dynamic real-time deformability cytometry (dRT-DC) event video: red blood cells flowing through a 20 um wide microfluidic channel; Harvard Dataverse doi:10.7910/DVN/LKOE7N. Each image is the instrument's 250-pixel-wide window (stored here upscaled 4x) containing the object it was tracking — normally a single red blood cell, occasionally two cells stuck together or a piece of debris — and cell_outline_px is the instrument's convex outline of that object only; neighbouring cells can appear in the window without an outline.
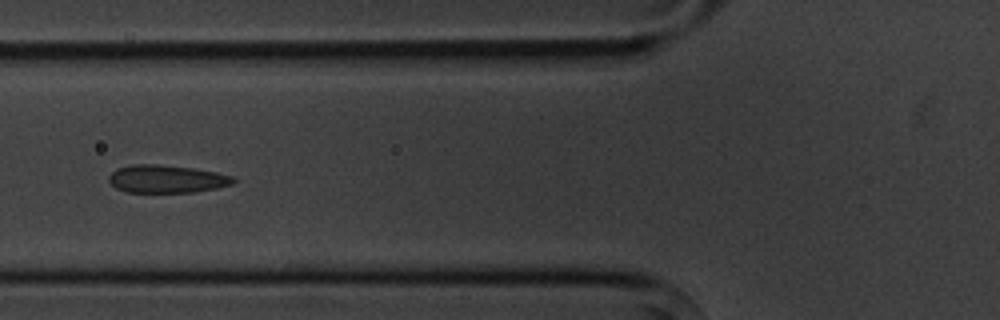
{"species": "common noctule bat (a hibernating species)", "species_latin": "Nyctalus noctula", "temperature_condition": "cold", "stored_images_in_passage": 7, "camera_frame_rate_fps": 3000, "um_per_image_px": 0.085, "animal": {"sex": "male", "body_mass_g": 20.1, "forearm_length_mm": 53.5}, "frame": {"image": 1, "passage_image": 5, "time_ms": 4.667, "image_size_px": [1000, 320], "cell_outline_px": [[236, 180], [232, 184], [216, 188], [192, 192], [124, 192], [116, 188], [108, 180], [108, 176], [116, 168], [132, 164], [156, 164], [192, 168], [216, 172], [232, 176]], "centroid_in_image_um": [14.12, 15.21], "position_along_channel_um": 111.7, "area_um2": 20.17}}
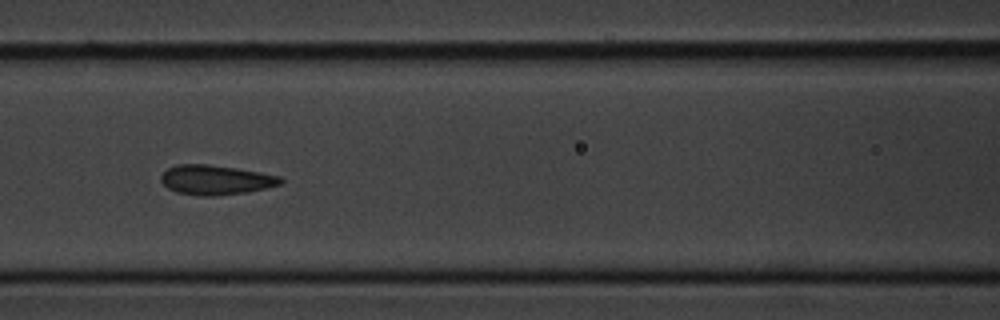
{"frame": {"image": 2, "passage_image": 6, "time_ms": 5.667, "image_size_px": [1000, 320], "cell_outline_px": [[284, 180], [280, 184], [248, 192], [216, 196], [200, 196], [176, 192], [168, 188], [160, 180], [160, 176], [168, 168], [176, 164], [208, 164], [236, 168], [260, 172], [280, 176]], "centroid_in_image_um": [18.32, 15.29], "position_along_channel_um": 148.3, "area_um2": 20.69}}
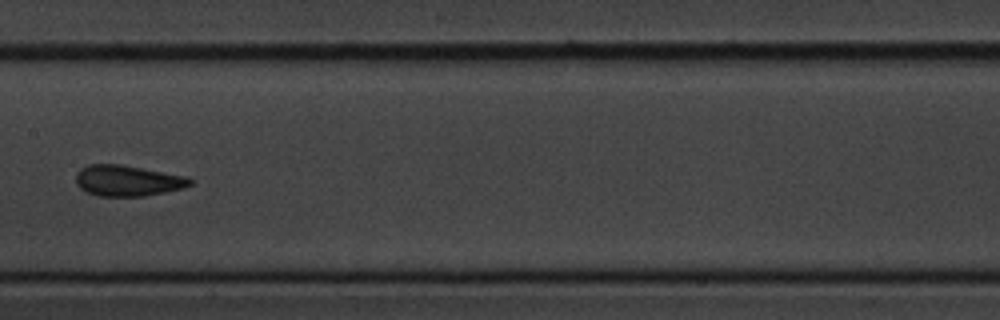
{"frame": {"image": 3, "passage_image": 7, "time_ms": 7.0, "image_size_px": [1000, 320], "cell_outline_px": [[192, 184], [184, 188], [144, 196], [96, 196], [84, 192], [76, 184], [76, 172], [80, 168], [88, 164], [120, 164], [184, 176], [192, 180]], "centroid_in_image_um": [10.78, 15.36], "position_along_channel_um": 196.6, "area_um2": 20.58}}